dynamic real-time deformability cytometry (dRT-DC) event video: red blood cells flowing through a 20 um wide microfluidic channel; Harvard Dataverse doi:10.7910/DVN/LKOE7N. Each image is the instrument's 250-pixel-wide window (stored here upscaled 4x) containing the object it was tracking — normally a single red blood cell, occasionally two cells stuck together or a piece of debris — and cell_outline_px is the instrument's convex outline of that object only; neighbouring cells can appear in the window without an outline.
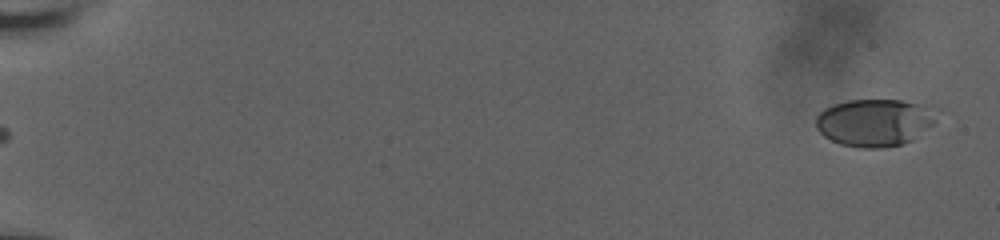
{"species": "human", "species_latin": "Homo sapiens", "temperature_condition": "room temperature", "stored_images_in_passage": 58, "camera_frame_rate_fps": 3000, "um_per_image_px": 0.085, "donor": {"sex": "male"}, "frame": {"image": 1, "passage_image": 1, "time_ms": 0.0, "image_size_px": [1000, 240], "cell_outline_px": [[932, 124], [912, 140], [904, 144], [884, 148], [860, 148], [840, 144], [824, 136], [816, 128], [816, 116], [824, 108], [832, 104], [848, 100], [900, 100], [916, 104], [932, 116]], "centroid_in_image_um": [74.18, 10.44], "position_along_channel_um": 10.8, "area_um2": 32.48}}
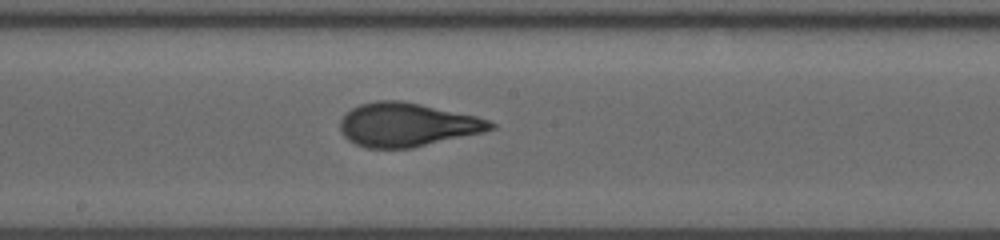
{"frame": {"image": 2, "passage_image": 34, "time_ms": 11.0, "image_size_px": [1000, 240], "cell_outline_px": [[496, 128], [484, 132], [412, 148], [364, 148], [348, 140], [340, 132], [340, 120], [352, 108], [360, 104], [376, 100], [400, 100], [420, 104], [476, 116], [488, 120], [496, 124]], "centroid_in_image_um": [34.6, 10.61], "position_along_channel_um": 213.6, "area_um2": 38.26}}
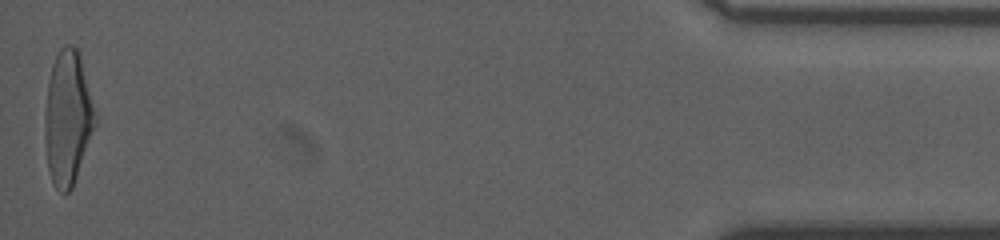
{"frame": {"image": 3, "passage_image": 58, "time_ms": 19.0, "image_size_px": [1000, 240], "cell_outline_px": [[100, 120], [72, 188], [64, 196], [52, 184], [48, 168], [44, 136], [44, 116], [48, 80], [52, 64], [60, 48], [68, 44], [72, 44], [80, 52]], "centroid_in_image_um": [5.81, 10.03], "position_along_channel_um": 429.4, "area_um2": 40.92}, "authors_computed_cell_mechanics": {"area_um2": 37.2232, "velocity_mm_per_s": 3.7269, "shape_relaxation_time_tau1_ms": 4.8007, "shape_relaxation_time_tau2_ms": 0.6925, "deformation_change_tau1": 0.1972, "deformation_change_tau2": 0.0778}}